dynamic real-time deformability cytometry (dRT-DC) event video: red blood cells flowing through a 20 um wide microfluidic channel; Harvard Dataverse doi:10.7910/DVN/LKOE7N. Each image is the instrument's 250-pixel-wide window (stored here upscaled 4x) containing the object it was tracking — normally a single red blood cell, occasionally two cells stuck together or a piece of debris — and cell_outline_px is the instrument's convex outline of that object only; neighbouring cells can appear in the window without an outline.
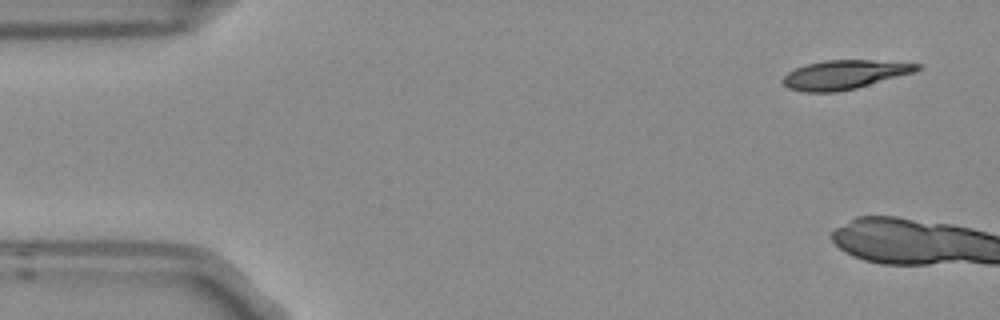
{"species": "Egyptian fruit bat (a non-hibernating species)", "species_latin": "Rousettus aegyptiacus", "temperature_condition": "room temperature", "stored_images_in_passage": 4, "camera_frame_rate_fps": 3000, "um_per_image_px": 0.085, "frame": {"image": 1, "passage_image": 1, "time_ms": 0.0, "image_size_px": [1000, 320], "cell_outline_px": [[920, 68], [916, 72], [856, 88], [836, 92], [804, 92], [788, 88], [780, 80], [788, 72], [804, 64], [824, 60], [872, 60], [920, 64]], "centroid_in_image_um": [71.75, 6.34], "position_along_channel_um": 13.3, "area_um2": 22.72}}